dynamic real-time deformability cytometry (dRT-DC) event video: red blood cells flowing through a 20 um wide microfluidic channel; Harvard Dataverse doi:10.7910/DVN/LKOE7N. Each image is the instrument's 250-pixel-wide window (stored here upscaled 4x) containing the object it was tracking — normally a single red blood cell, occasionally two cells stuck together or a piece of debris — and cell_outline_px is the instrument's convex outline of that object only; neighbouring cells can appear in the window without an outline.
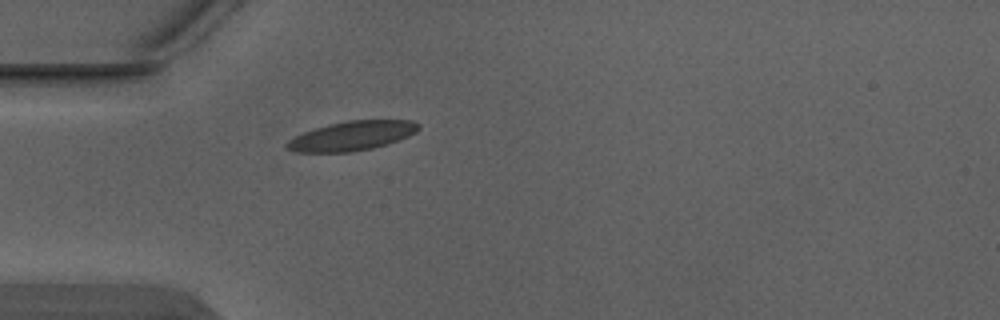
{"species": "Egyptian fruit bat (a non-hibernating species)", "species_latin": "Rousettus aegyptiacus", "temperature_condition": "warm", "stored_images_in_passage": 1, "camera_frame_rate_fps": 3000, "um_per_image_px": 0.085, "animal": {"sex": "male"}, "frame": {"image": 1, "passage_image": 1, "time_ms": 0.0, "image_size_px": [1000, 320], "cell_outline_px": [[420, 128], [416, 132], [408, 136], [388, 144], [372, 148], [352, 152], [296, 152], [284, 148], [284, 144], [288, 140], [304, 132], [328, 124], [348, 120], [412, 120], [420, 124]], "centroid_in_image_um": [29.91, 11.55], "position_along_channel_um": 55.1, "area_um2": 22.6}}